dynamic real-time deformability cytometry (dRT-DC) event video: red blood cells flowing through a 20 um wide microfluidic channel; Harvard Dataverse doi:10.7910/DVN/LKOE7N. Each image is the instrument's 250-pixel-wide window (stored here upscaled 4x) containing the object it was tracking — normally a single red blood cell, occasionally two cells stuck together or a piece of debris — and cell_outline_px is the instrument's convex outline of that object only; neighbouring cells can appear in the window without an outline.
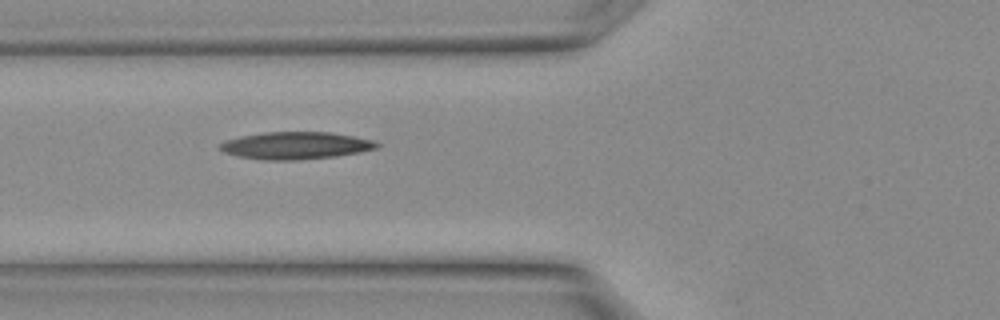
{"species": "Egyptian fruit bat (a non-hibernating species)", "species_latin": "Rousettus aegyptiacus", "temperature_condition": "warm", "stored_images_in_passage": 12, "camera_frame_rate_fps": 3000, "um_per_image_px": 0.085, "animal": {"sex": "female"}, "frame": {"image": 1, "passage_image": 3, "time_ms": 0.667, "image_size_px": [1000, 320], "cell_outline_px": [[380, 144], [376, 148], [360, 152], [336, 156], [296, 160], [260, 160], [236, 156], [224, 152], [220, 148], [220, 144], [228, 140], [240, 136], [264, 132], [328, 132], [352, 136], [372, 140]], "centroid_in_image_um": [25.11, 12.37], "position_along_channel_um": 100.7, "area_um2": 24.8}}